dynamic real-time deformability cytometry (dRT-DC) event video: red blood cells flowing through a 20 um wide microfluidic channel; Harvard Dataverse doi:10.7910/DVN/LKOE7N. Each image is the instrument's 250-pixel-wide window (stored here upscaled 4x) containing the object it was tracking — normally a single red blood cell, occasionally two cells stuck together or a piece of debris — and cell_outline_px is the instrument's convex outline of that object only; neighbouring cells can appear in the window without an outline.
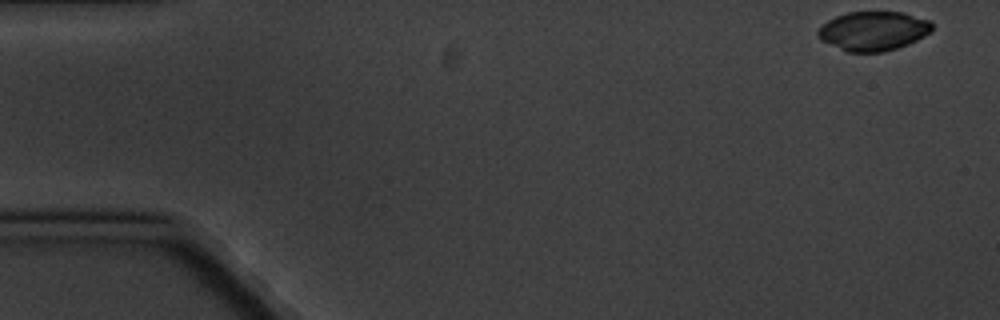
{"species": "common noctule bat (a hibernating species)", "species_latin": "Nyctalus noctula", "temperature_condition": "cold", "stored_images_in_passage": 4, "camera_frame_rate_fps": 3000, "um_per_image_px": 0.085, "animal": {"sex": "male", "body_mass_g": 20.1, "forearm_length_mm": 53.5}, "frame": {"image": 1, "passage_image": 1, "time_ms": 0.0, "image_size_px": [1000, 320], "cell_outline_px": [[932, 32], [908, 44], [884, 52], [848, 52], [820, 40], [816, 36], [816, 32], [828, 20], [836, 16], [848, 12], [904, 12], [928, 20], [932, 24]], "centroid_in_image_um": [74.22, 2.63], "position_along_channel_um": 10.8, "area_um2": 26.07}}